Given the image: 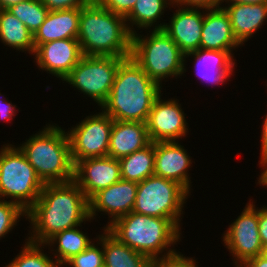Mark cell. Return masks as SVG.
<instances>
[{
  "mask_svg": "<svg viewBox=\"0 0 267 267\" xmlns=\"http://www.w3.org/2000/svg\"><path fill=\"white\" fill-rule=\"evenodd\" d=\"M25 218L32 226L26 240L39 244H46L57 233L91 221L88 199L74 181L44 184Z\"/></svg>",
  "mask_w": 267,
  "mask_h": 267,
  "instance_id": "cell-1",
  "label": "cell"
},
{
  "mask_svg": "<svg viewBox=\"0 0 267 267\" xmlns=\"http://www.w3.org/2000/svg\"><path fill=\"white\" fill-rule=\"evenodd\" d=\"M161 86L130 57L117 70L106 102L100 107L113 120L147 122Z\"/></svg>",
  "mask_w": 267,
  "mask_h": 267,
  "instance_id": "cell-2",
  "label": "cell"
},
{
  "mask_svg": "<svg viewBox=\"0 0 267 267\" xmlns=\"http://www.w3.org/2000/svg\"><path fill=\"white\" fill-rule=\"evenodd\" d=\"M77 40L84 56L129 58L131 54L132 33L125 17L97 0L81 8Z\"/></svg>",
  "mask_w": 267,
  "mask_h": 267,
  "instance_id": "cell-3",
  "label": "cell"
},
{
  "mask_svg": "<svg viewBox=\"0 0 267 267\" xmlns=\"http://www.w3.org/2000/svg\"><path fill=\"white\" fill-rule=\"evenodd\" d=\"M18 147L34 167L43 184L66 183L74 179L70 141L57 124H48Z\"/></svg>",
  "mask_w": 267,
  "mask_h": 267,
  "instance_id": "cell-4",
  "label": "cell"
},
{
  "mask_svg": "<svg viewBox=\"0 0 267 267\" xmlns=\"http://www.w3.org/2000/svg\"><path fill=\"white\" fill-rule=\"evenodd\" d=\"M107 229L122 243L150 260L176 252L169 247L174 248L181 241V230L170 219L133 211L117 218Z\"/></svg>",
  "mask_w": 267,
  "mask_h": 267,
  "instance_id": "cell-5",
  "label": "cell"
},
{
  "mask_svg": "<svg viewBox=\"0 0 267 267\" xmlns=\"http://www.w3.org/2000/svg\"><path fill=\"white\" fill-rule=\"evenodd\" d=\"M149 33L144 37L137 32L132 34L130 58L162 87L163 79L180 77L186 72L185 54L162 29Z\"/></svg>",
  "mask_w": 267,
  "mask_h": 267,
  "instance_id": "cell-6",
  "label": "cell"
},
{
  "mask_svg": "<svg viewBox=\"0 0 267 267\" xmlns=\"http://www.w3.org/2000/svg\"><path fill=\"white\" fill-rule=\"evenodd\" d=\"M44 184L19 147L0 149V199L18 204L25 212L37 201Z\"/></svg>",
  "mask_w": 267,
  "mask_h": 267,
  "instance_id": "cell-7",
  "label": "cell"
},
{
  "mask_svg": "<svg viewBox=\"0 0 267 267\" xmlns=\"http://www.w3.org/2000/svg\"><path fill=\"white\" fill-rule=\"evenodd\" d=\"M189 193L177 182L152 175L138 183L133 212L170 219L179 229Z\"/></svg>",
  "mask_w": 267,
  "mask_h": 267,
  "instance_id": "cell-8",
  "label": "cell"
},
{
  "mask_svg": "<svg viewBox=\"0 0 267 267\" xmlns=\"http://www.w3.org/2000/svg\"><path fill=\"white\" fill-rule=\"evenodd\" d=\"M126 58L83 56L63 80L102 106L111 91L119 65Z\"/></svg>",
  "mask_w": 267,
  "mask_h": 267,
  "instance_id": "cell-9",
  "label": "cell"
},
{
  "mask_svg": "<svg viewBox=\"0 0 267 267\" xmlns=\"http://www.w3.org/2000/svg\"><path fill=\"white\" fill-rule=\"evenodd\" d=\"M113 119L102 112L87 116L67 131L71 159L75 165L86 158L106 157L109 150Z\"/></svg>",
  "mask_w": 267,
  "mask_h": 267,
  "instance_id": "cell-10",
  "label": "cell"
},
{
  "mask_svg": "<svg viewBox=\"0 0 267 267\" xmlns=\"http://www.w3.org/2000/svg\"><path fill=\"white\" fill-rule=\"evenodd\" d=\"M250 201L223 234L222 241L232 254L235 267L247 259L264 254L258 228V207Z\"/></svg>",
  "mask_w": 267,
  "mask_h": 267,
  "instance_id": "cell-11",
  "label": "cell"
},
{
  "mask_svg": "<svg viewBox=\"0 0 267 267\" xmlns=\"http://www.w3.org/2000/svg\"><path fill=\"white\" fill-rule=\"evenodd\" d=\"M161 96L155 99L146 122L149 139L151 142L178 141L189 132L186 114L178 99L162 100Z\"/></svg>",
  "mask_w": 267,
  "mask_h": 267,
  "instance_id": "cell-12",
  "label": "cell"
},
{
  "mask_svg": "<svg viewBox=\"0 0 267 267\" xmlns=\"http://www.w3.org/2000/svg\"><path fill=\"white\" fill-rule=\"evenodd\" d=\"M33 56L39 69L63 81L84 55L77 39H60L35 45Z\"/></svg>",
  "mask_w": 267,
  "mask_h": 267,
  "instance_id": "cell-13",
  "label": "cell"
},
{
  "mask_svg": "<svg viewBox=\"0 0 267 267\" xmlns=\"http://www.w3.org/2000/svg\"><path fill=\"white\" fill-rule=\"evenodd\" d=\"M121 179L118 159L106 156L86 158L74 165L73 181L89 200L95 193Z\"/></svg>",
  "mask_w": 267,
  "mask_h": 267,
  "instance_id": "cell-14",
  "label": "cell"
},
{
  "mask_svg": "<svg viewBox=\"0 0 267 267\" xmlns=\"http://www.w3.org/2000/svg\"><path fill=\"white\" fill-rule=\"evenodd\" d=\"M138 183L120 179L111 186L95 193L89 200V218L95 219L97 212L108 214L111 219L107 228L117 218L132 212L137 195Z\"/></svg>",
  "mask_w": 267,
  "mask_h": 267,
  "instance_id": "cell-15",
  "label": "cell"
},
{
  "mask_svg": "<svg viewBox=\"0 0 267 267\" xmlns=\"http://www.w3.org/2000/svg\"><path fill=\"white\" fill-rule=\"evenodd\" d=\"M191 160L179 141L155 142L154 175L177 182L189 194L192 182L188 169L192 164Z\"/></svg>",
  "mask_w": 267,
  "mask_h": 267,
  "instance_id": "cell-16",
  "label": "cell"
},
{
  "mask_svg": "<svg viewBox=\"0 0 267 267\" xmlns=\"http://www.w3.org/2000/svg\"><path fill=\"white\" fill-rule=\"evenodd\" d=\"M175 12L169 23L165 22V31L178 45L180 50L186 54L200 48L202 26L205 10L201 8H188L178 6L174 3Z\"/></svg>",
  "mask_w": 267,
  "mask_h": 267,
  "instance_id": "cell-17",
  "label": "cell"
},
{
  "mask_svg": "<svg viewBox=\"0 0 267 267\" xmlns=\"http://www.w3.org/2000/svg\"><path fill=\"white\" fill-rule=\"evenodd\" d=\"M232 52L199 48L196 51L185 54V63H187V57H193L194 71L199 79L208 82V84H224L235 69L233 67H235L236 63Z\"/></svg>",
  "mask_w": 267,
  "mask_h": 267,
  "instance_id": "cell-18",
  "label": "cell"
},
{
  "mask_svg": "<svg viewBox=\"0 0 267 267\" xmlns=\"http://www.w3.org/2000/svg\"><path fill=\"white\" fill-rule=\"evenodd\" d=\"M241 44L234 37L228 14L223 8L205 9L200 48L233 51Z\"/></svg>",
  "mask_w": 267,
  "mask_h": 267,
  "instance_id": "cell-19",
  "label": "cell"
},
{
  "mask_svg": "<svg viewBox=\"0 0 267 267\" xmlns=\"http://www.w3.org/2000/svg\"><path fill=\"white\" fill-rule=\"evenodd\" d=\"M145 122L113 121L107 156L121 159L150 143Z\"/></svg>",
  "mask_w": 267,
  "mask_h": 267,
  "instance_id": "cell-20",
  "label": "cell"
},
{
  "mask_svg": "<svg viewBox=\"0 0 267 267\" xmlns=\"http://www.w3.org/2000/svg\"><path fill=\"white\" fill-rule=\"evenodd\" d=\"M81 8L49 11L45 21L33 35L34 45L60 39H77Z\"/></svg>",
  "mask_w": 267,
  "mask_h": 267,
  "instance_id": "cell-21",
  "label": "cell"
},
{
  "mask_svg": "<svg viewBox=\"0 0 267 267\" xmlns=\"http://www.w3.org/2000/svg\"><path fill=\"white\" fill-rule=\"evenodd\" d=\"M228 14L234 37L243 46L267 22V4L221 6Z\"/></svg>",
  "mask_w": 267,
  "mask_h": 267,
  "instance_id": "cell-22",
  "label": "cell"
},
{
  "mask_svg": "<svg viewBox=\"0 0 267 267\" xmlns=\"http://www.w3.org/2000/svg\"><path fill=\"white\" fill-rule=\"evenodd\" d=\"M103 232L104 267H151V260L146 255L122 243L107 228Z\"/></svg>",
  "mask_w": 267,
  "mask_h": 267,
  "instance_id": "cell-23",
  "label": "cell"
},
{
  "mask_svg": "<svg viewBox=\"0 0 267 267\" xmlns=\"http://www.w3.org/2000/svg\"><path fill=\"white\" fill-rule=\"evenodd\" d=\"M168 5V6H167ZM169 6L174 7L171 0H137L132 11L125 17L129 31L134 34L136 29H163L165 23H158L164 11ZM158 23V24H157ZM133 27V28H132Z\"/></svg>",
  "mask_w": 267,
  "mask_h": 267,
  "instance_id": "cell-24",
  "label": "cell"
},
{
  "mask_svg": "<svg viewBox=\"0 0 267 267\" xmlns=\"http://www.w3.org/2000/svg\"><path fill=\"white\" fill-rule=\"evenodd\" d=\"M0 41L4 46L32 55L35 50L33 34L7 9H0Z\"/></svg>",
  "mask_w": 267,
  "mask_h": 267,
  "instance_id": "cell-25",
  "label": "cell"
},
{
  "mask_svg": "<svg viewBox=\"0 0 267 267\" xmlns=\"http://www.w3.org/2000/svg\"><path fill=\"white\" fill-rule=\"evenodd\" d=\"M86 234L76 226L57 233L46 245L54 247L57 244L56 249L50 251L56 252L52 253V255L54 254V260L63 267L68 260L84 251L93 243V240H90Z\"/></svg>",
  "mask_w": 267,
  "mask_h": 267,
  "instance_id": "cell-26",
  "label": "cell"
},
{
  "mask_svg": "<svg viewBox=\"0 0 267 267\" xmlns=\"http://www.w3.org/2000/svg\"><path fill=\"white\" fill-rule=\"evenodd\" d=\"M155 142L119 159L121 179L141 182L154 175Z\"/></svg>",
  "mask_w": 267,
  "mask_h": 267,
  "instance_id": "cell-27",
  "label": "cell"
},
{
  "mask_svg": "<svg viewBox=\"0 0 267 267\" xmlns=\"http://www.w3.org/2000/svg\"><path fill=\"white\" fill-rule=\"evenodd\" d=\"M34 35L43 24L49 10L41 0H25L7 9Z\"/></svg>",
  "mask_w": 267,
  "mask_h": 267,
  "instance_id": "cell-28",
  "label": "cell"
},
{
  "mask_svg": "<svg viewBox=\"0 0 267 267\" xmlns=\"http://www.w3.org/2000/svg\"><path fill=\"white\" fill-rule=\"evenodd\" d=\"M46 244L34 243L29 240L15 258L5 267H61L53 257L44 253L43 249ZM43 251V252H42ZM4 267V266H3Z\"/></svg>",
  "mask_w": 267,
  "mask_h": 267,
  "instance_id": "cell-29",
  "label": "cell"
},
{
  "mask_svg": "<svg viewBox=\"0 0 267 267\" xmlns=\"http://www.w3.org/2000/svg\"><path fill=\"white\" fill-rule=\"evenodd\" d=\"M97 244L93 243L81 253L73 256L64 266L70 267H104V255L102 246V234L96 238ZM96 245V246H95ZM101 246L100 247H98Z\"/></svg>",
  "mask_w": 267,
  "mask_h": 267,
  "instance_id": "cell-30",
  "label": "cell"
},
{
  "mask_svg": "<svg viewBox=\"0 0 267 267\" xmlns=\"http://www.w3.org/2000/svg\"><path fill=\"white\" fill-rule=\"evenodd\" d=\"M26 212L16 203L0 199V239L10 233Z\"/></svg>",
  "mask_w": 267,
  "mask_h": 267,
  "instance_id": "cell-31",
  "label": "cell"
},
{
  "mask_svg": "<svg viewBox=\"0 0 267 267\" xmlns=\"http://www.w3.org/2000/svg\"><path fill=\"white\" fill-rule=\"evenodd\" d=\"M193 257H185L180 252L158 257L151 260V267H199Z\"/></svg>",
  "mask_w": 267,
  "mask_h": 267,
  "instance_id": "cell-32",
  "label": "cell"
},
{
  "mask_svg": "<svg viewBox=\"0 0 267 267\" xmlns=\"http://www.w3.org/2000/svg\"><path fill=\"white\" fill-rule=\"evenodd\" d=\"M104 8L115 14L126 17L137 0H97Z\"/></svg>",
  "mask_w": 267,
  "mask_h": 267,
  "instance_id": "cell-33",
  "label": "cell"
},
{
  "mask_svg": "<svg viewBox=\"0 0 267 267\" xmlns=\"http://www.w3.org/2000/svg\"><path fill=\"white\" fill-rule=\"evenodd\" d=\"M92 1L93 0H41L49 11L82 8L90 4Z\"/></svg>",
  "mask_w": 267,
  "mask_h": 267,
  "instance_id": "cell-34",
  "label": "cell"
},
{
  "mask_svg": "<svg viewBox=\"0 0 267 267\" xmlns=\"http://www.w3.org/2000/svg\"><path fill=\"white\" fill-rule=\"evenodd\" d=\"M222 0H179L176 4L188 8L215 9L221 7Z\"/></svg>",
  "mask_w": 267,
  "mask_h": 267,
  "instance_id": "cell-35",
  "label": "cell"
},
{
  "mask_svg": "<svg viewBox=\"0 0 267 267\" xmlns=\"http://www.w3.org/2000/svg\"><path fill=\"white\" fill-rule=\"evenodd\" d=\"M258 228L263 248H267V206L258 209Z\"/></svg>",
  "mask_w": 267,
  "mask_h": 267,
  "instance_id": "cell-36",
  "label": "cell"
},
{
  "mask_svg": "<svg viewBox=\"0 0 267 267\" xmlns=\"http://www.w3.org/2000/svg\"><path fill=\"white\" fill-rule=\"evenodd\" d=\"M8 98L7 101L4 100L2 101L0 99V119L5 120V121H12L13 120V116L17 113L16 112V105L12 104L11 102H8Z\"/></svg>",
  "mask_w": 267,
  "mask_h": 267,
  "instance_id": "cell-37",
  "label": "cell"
},
{
  "mask_svg": "<svg viewBox=\"0 0 267 267\" xmlns=\"http://www.w3.org/2000/svg\"><path fill=\"white\" fill-rule=\"evenodd\" d=\"M238 267H267V257L262 254L244 261Z\"/></svg>",
  "mask_w": 267,
  "mask_h": 267,
  "instance_id": "cell-38",
  "label": "cell"
},
{
  "mask_svg": "<svg viewBox=\"0 0 267 267\" xmlns=\"http://www.w3.org/2000/svg\"><path fill=\"white\" fill-rule=\"evenodd\" d=\"M260 138H261V144H260L261 146L260 159H261L267 155V115H265L262 124V132Z\"/></svg>",
  "mask_w": 267,
  "mask_h": 267,
  "instance_id": "cell-39",
  "label": "cell"
},
{
  "mask_svg": "<svg viewBox=\"0 0 267 267\" xmlns=\"http://www.w3.org/2000/svg\"><path fill=\"white\" fill-rule=\"evenodd\" d=\"M260 167H262L261 175L259 176L258 184L263 187H267V155L260 159Z\"/></svg>",
  "mask_w": 267,
  "mask_h": 267,
  "instance_id": "cell-40",
  "label": "cell"
},
{
  "mask_svg": "<svg viewBox=\"0 0 267 267\" xmlns=\"http://www.w3.org/2000/svg\"><path fill=\"white\" fill-rule=\"evenodd\" d=\"M226 2L227 5H232V4H267V0H222L221 5Z\"/></svg>",
  "mask_w": 267,
  "mask_h": 267,
  "instance_id": "cell-41",
  "label": "cell"
},
{
  "mask_svg": "<svg viewBox=\"0 0 267 267\" xmlns=\"http://www.w3.org/2000/svg\"><path fill=\"white\" fill-rule=\"evenodd\" d=\"M25 0H0V9H8Z\"/></svg>",
  "mask_w": 267,
  "mask_h": 267,
  "instance_id": "cell-42",
  "label": "cell"
},
{
  "mask_svg": "<svg viewBox=\"0 0 267 267\" xmlns=\"http://www.w3.org/2000/svg\"><path fill=\"white\" fill-rule=\"evenodd\" d=\"M264 255L267 257V248L264 249Z\"/></svg>",
  "mask_w": 267,
  "mask_h": 267,
  "instance_id": "cell-43",
  "label": "cell"
},
{
  "mask_svg": "<svg viewBox=\"0 0 267 267\" xmlns=\"http://www.w3.org/2000/svg\"><path fill=\"white\" fill-rule=\"evenodd\" d=\"M173 3H177L179 0H171Z\"/></svg>",
  "mask_w": 267,
  "mask_h": 267,
  "instance_id": "cell-44",
  "label": "cell"
}]
</instances>
